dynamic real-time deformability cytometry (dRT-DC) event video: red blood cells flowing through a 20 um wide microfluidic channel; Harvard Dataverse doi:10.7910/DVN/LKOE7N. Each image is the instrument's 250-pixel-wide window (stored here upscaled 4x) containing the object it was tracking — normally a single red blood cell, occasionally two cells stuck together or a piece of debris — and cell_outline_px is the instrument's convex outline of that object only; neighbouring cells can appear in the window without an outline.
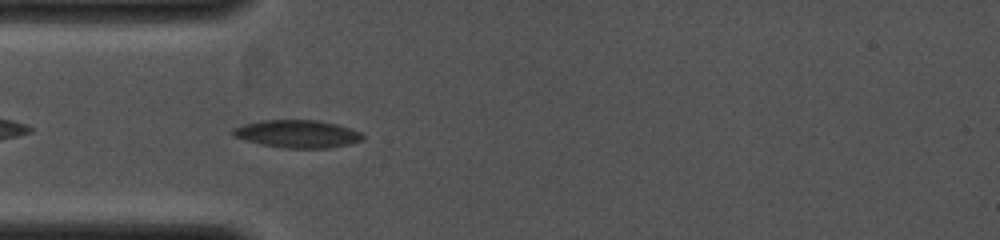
{"species": "common noctule bat (a hibernating species)", "species_latin": "Nyctalus noctula", "temperature_condition": "cold", "stored_images_in_passage": 32, "camera_frame_rate_fps": 4000, "um_per_image_px": 0.085, "animal": {"sex": "female", "body_mass_g": 19.0, "forearm_length_mm": 53.3}, "frame": {"image": 1, "passage_image": 2, "time_ms": 0.25, "image_size_px": [1000, 240], "cell_outline_px": [[364, 140], [348, 144], [328, 148], [284, 148], [260, 144], [232, 136], [228, 132], [232, 128], [244, 124], [260, 120], [316, 120], [336, 124], [360, 132], [364, 136]], "centroid_in_image_um": [25.22, 11.38], "position_along_channel_um": 59.8, "area_um2": 21.04}}
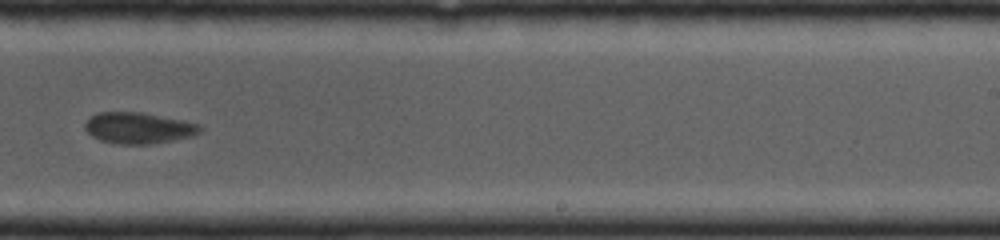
{"frame": {"image": 2, "passage_image": 17, "time_ms": 4.0, "image_size_px": [1000, 240], "cell_outline_px": [[204, 128], [200, 132], [192, 136], [172, 140], [148, 144], [120, 144], [100, 140], [92, 136], [84, 128], [84, 124], [96, 112], [140, 112], [184, 120], [200, 124]], "centroid_in_image_um": [11.79, 10.87], "position_along_channel_um": 277.2, "area_um2": 20.87}}
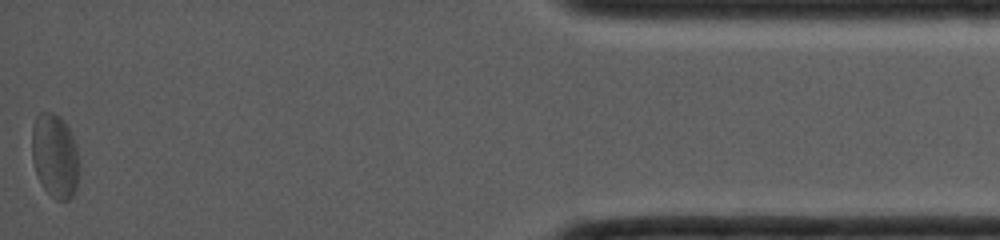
{"frame": {"image": 3, "passage_image": 32, "time_ms": 7.75, "image_size_px": [1000, 240], "cell_outline_px": [[76, 188], [72, 196], [68, 200], [56, 200], [44, 188], [36, 172], [32, 160], [32, 128], [36, 116], [40, 112], [52, 112], [60, 116], [64, 120], [76, 144]], "centroid_in_image_um": [4.62, 13.2], "position_along_channel_um": 430.6, "area_um2": 22.66}}